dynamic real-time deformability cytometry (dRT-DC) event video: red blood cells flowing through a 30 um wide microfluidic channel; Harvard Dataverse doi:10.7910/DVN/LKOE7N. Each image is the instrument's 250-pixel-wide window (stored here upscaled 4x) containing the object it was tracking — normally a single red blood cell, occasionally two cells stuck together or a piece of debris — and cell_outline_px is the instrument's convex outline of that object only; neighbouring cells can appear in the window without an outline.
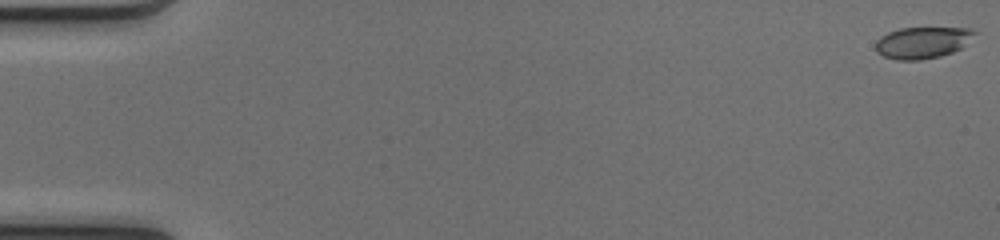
{"species": "common noctule bat (a hibernating species)", "species_latin": "Nyctalus noctula", "temperature_condition": "cold", "stored_images_in_passage": 51, "camera_frame_rate_fps": 3000, "um_per_image_px": 0.085, "animal": {"sex": "female", "body_mass_g": 17.0, "forearm_length_mm": 48.0}, "frame": {"image": 1, "passage_image": 1, "time_ms": 0.0, "image_size_px": [1000, 240], "cell_outline_px": [[976, 32], [960, 48], [952, 52], [940, 56], [920, 60], [896, 60], [884, 56], [876, 52], [876, 40], [880, 36], [888, 32], [900, 28], [972, 28]], "centroid_in_image_um": [78.35, 3.62], "position_along_channel_um": 6.6, "area_um2": 18.03}}
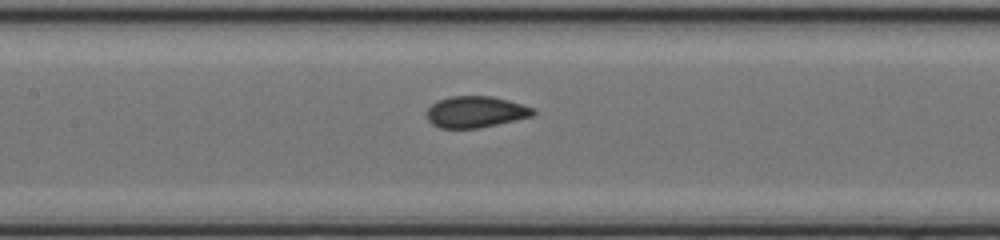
{"frame": {"image": 2, "passage_image": 25, "time_ms": 8.0, "image_size_px": [1000, 240], "cell_outline_px": [[536, 112], [532, 116], [480, 128], [440, 128], [432, 124], [428, 120], [428, 108], [436, 100], [452, 96], [492, 96], [508, 100], [536, 108]], "centroid_in_image_um": [40.44, 9.5], "position_along_channel_um": 167.0, "area_um2": 19.48}}
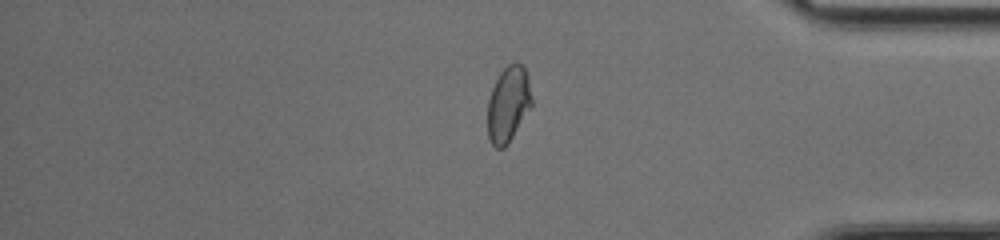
{"frame": {"image": 3, "passage_image": 43, "time_ms": 14.0, "image_size_px": [1000, 240], "cell_outline_px": [[532, 104], [508, 144], [504, 148], [496, 148], [492, 144], [488, 136], [488, 100], [492, 88], [500, 72], [508, 64], [516, 60], [524, 68], [528, 80], [532, 100]], "centroid_in_image_um": [43.19, 8.85], "position_along_channel_um": 392.0, "area_um2": 19.25}}